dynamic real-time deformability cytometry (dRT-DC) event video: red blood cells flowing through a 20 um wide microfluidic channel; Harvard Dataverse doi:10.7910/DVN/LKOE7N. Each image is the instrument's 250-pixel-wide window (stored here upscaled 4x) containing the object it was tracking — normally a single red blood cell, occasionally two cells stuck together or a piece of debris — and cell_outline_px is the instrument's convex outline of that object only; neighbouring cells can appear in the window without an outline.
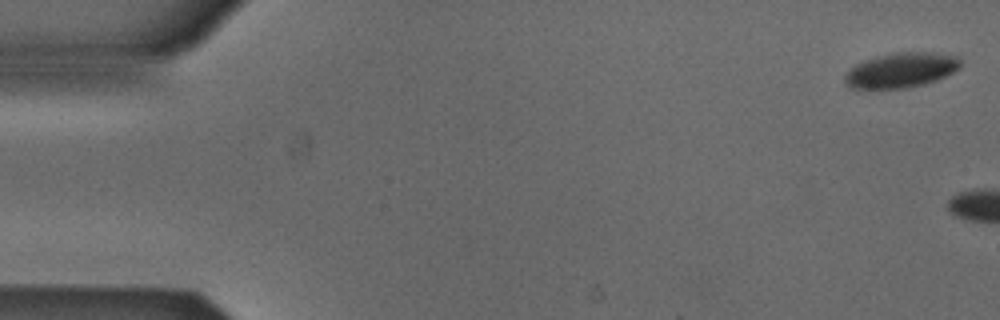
{"species": "Egyptian fruit bat (a non-hibernating species)", "species_latin": "Rousettus aegyptiacus", "temperature_condition": "cold", "stored_images_in_passage": 5, "camera_frame_rate_fps": 3000, "um_per_image_px": 0.085, "animal": {"sex": "male"}, "frame": {"image": 1, "passage_image": 1, "time_ms": 0.0, "image_size_px": [1000, 320], "cell_outline_px": [[960, 68], [936, 80], [924, 84], [904, 88], [852, 88], [844, 80], [844, 76], [856, 64], [864, 60], [876, 56], [892, 52], [936, 52], [960, 56]], "centroid_in_image_um": [76.63, 5.94], "position_along_channel_um": 8.4, "area_um2": 23.47}}